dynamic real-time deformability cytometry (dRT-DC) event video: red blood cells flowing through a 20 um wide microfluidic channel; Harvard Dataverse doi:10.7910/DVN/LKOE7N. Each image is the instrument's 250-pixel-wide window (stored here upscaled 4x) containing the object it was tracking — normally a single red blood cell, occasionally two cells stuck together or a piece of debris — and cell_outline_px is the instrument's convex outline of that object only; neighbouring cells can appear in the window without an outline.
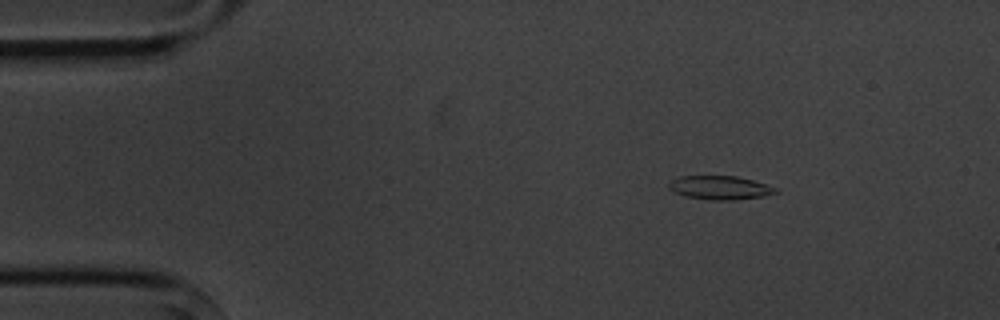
{"species": "common noctule bat (a hibernating species)", "species_latin": "Nyctalus noctula", "temperature_condition": "cold", "stored_images_in_passage": 3, "camera_frame_rate_fps": 3000, "um_per_image_px": 0.085, "animal": {"sex": "male", "body_mass_g": 20.1, "forearm_length_mm": 53.5}, "frame": {"image": 1, "passage_image": 1, "time_ms": 0.0, "image_size_px": [1000, 320], "cell_outline_px": [[780, 192], [764, 196], [732, 200], [712, 200], [684, 196], [668, 188], [668, 180], [680, 176], [736, 176], [752, 180], [776, 188]], "centroid_in_image_um": [61.16, 15.95], "position_along_channel_um": 23.8, "area_um2": 14.74}}